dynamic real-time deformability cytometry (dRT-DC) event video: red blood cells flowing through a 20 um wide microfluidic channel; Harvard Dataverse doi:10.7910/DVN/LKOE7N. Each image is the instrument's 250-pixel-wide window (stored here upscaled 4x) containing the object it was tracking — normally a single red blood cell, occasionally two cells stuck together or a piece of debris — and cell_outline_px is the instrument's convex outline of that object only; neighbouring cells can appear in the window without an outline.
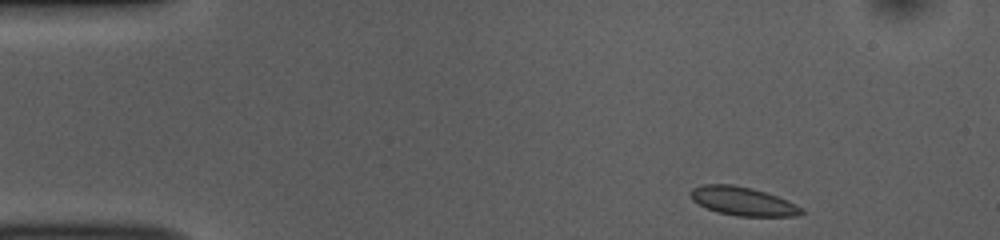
{"species": "common noctule bat (a hibernating species)", "species_latin": "Nyctalus noctula", "temperature_condition": "room temperature", "stored_images_in_passage": 46, "camera_frame_rate_fps": 3000, "um_per_image_px": 0.085, "animal": {"sex": "female", "body_mass_g": 10.0, "forearm_length_mm": 53.1}, "frame": {"image": 1, "passage_image": 1, "time_ms": 0.0, "image_size_px": [1000, 240], "cell_outline_px": [[804, 212], [796, 216], [736, 216], [716, 212], [692, 200], [688, 192], [692, 188], [704, 184], [732, 184], [752, 188], [788, 200], [804, 208]], "centroid_in_image_um": [63.13, 17.1], "position_along_channel_um": 21.9, "area_um2": 18.55}}
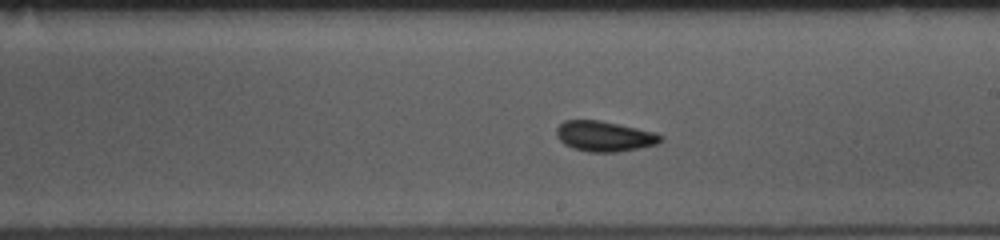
{"frame": {"image": 2, "passage_image": 24, "time_ms": 7.667, "image_size_px": [1000, 240], "cell_outline_px": [[664, 140], [656, 144], [640, 148], [616, 152], [588, 152], [572, 148], [564, 144], [556, 136], [556, 128], [564, 120], [600, 120], [656, 132], [664, 136]], "centroid_in_image_um": [51.39, 11.58], "position_along_channel_um": 237.6, "area_um2": 18.61}}
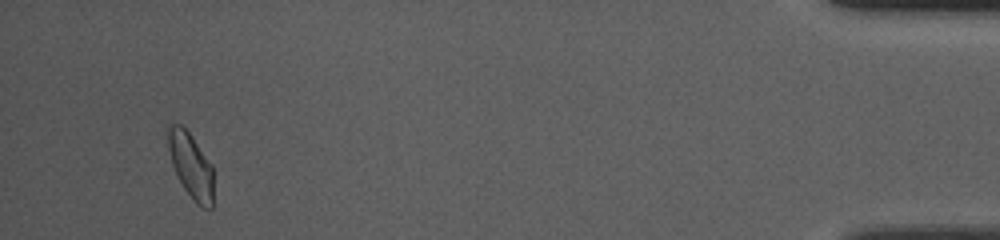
{"frame": {"image": 3, "passage_image": 44, "time_ms": 14.333, "image_size_px": [1000, 240], "cell_outline_px": [[212, 208], [204, 208], [196, 204], [192, 200], [184, 188], [172, 164], [168, 148], [168, 124], [180, 124], [188, 132], [212, 164]], "centroid_in_image_um": [16.22, 14.08], "position_along_channel_um": 419.0, "area_um2": 16.94}, "authors_computed_cell_mechanics": {"area_um2": 18.0336, "velocity_mm_per_s": 3.8052, "shape_relaxation_time_tau1_ms": 8.5412, "shape_relaxation_time_tau2_ms": 1.2839, "deformation_change_tau1": 0.1137, "deformation_change_tau2": 0.0633}}